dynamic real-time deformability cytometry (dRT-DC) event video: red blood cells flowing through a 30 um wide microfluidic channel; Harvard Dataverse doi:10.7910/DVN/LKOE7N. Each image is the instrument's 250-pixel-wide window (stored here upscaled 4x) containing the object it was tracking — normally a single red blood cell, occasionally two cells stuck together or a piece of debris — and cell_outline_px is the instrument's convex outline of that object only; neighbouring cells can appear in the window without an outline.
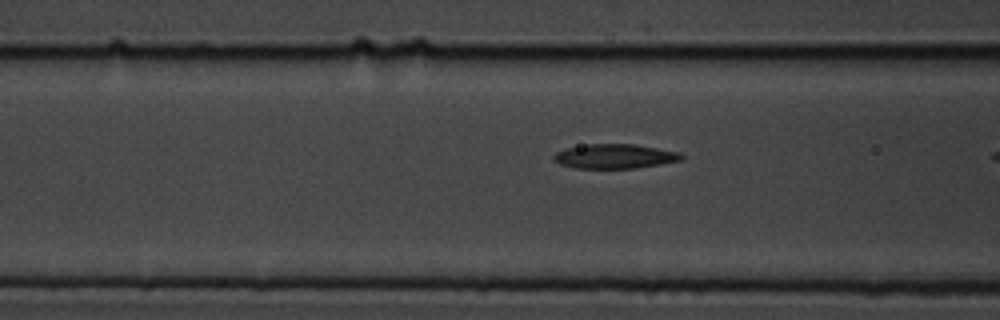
{"species": "common noctule bat (a hibernating species)", "species_latin": "Nyctalus noctula", "temperature_condition": "cold", "stored_images_in_passage": 12, "camera_frame_rate_fps": 3000, "um_per_image_px": 0.085, "animal": {"sex": "male", "body_mass_g": 19.5, "forearm_length_mm": 54.6}, "frame": {"image": 1, "passage_image": 10, "time_ms": 3.0, "image_size_px": [1000, 320], "cell_outline_px": [[684, 160], [636, 168], [576, 168], [560, 164], [552, 160], [552, 156], [556, 152], [568, 148], [588, 144], [632, 144], [680, 152], [684, 156]], "centroid_in_image_um": [52.26, 13.29], "position_along_channel_um": 114.3, "area_um2": 18.15}}